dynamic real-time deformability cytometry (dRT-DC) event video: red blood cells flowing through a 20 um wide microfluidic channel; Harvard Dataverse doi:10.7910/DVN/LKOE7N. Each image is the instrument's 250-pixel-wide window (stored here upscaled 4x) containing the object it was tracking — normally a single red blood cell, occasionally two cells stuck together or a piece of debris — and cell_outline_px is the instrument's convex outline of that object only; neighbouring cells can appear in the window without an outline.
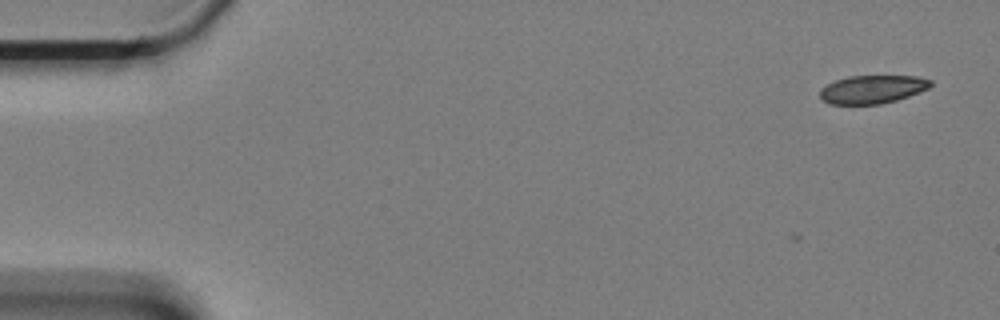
{"species": "Egyptian fruit bat (a non-hibernating species)", "species_latin": "Rousettus aegyptiacus", "temperature_condition": "cold", "stored_images_in_passage": 2, "camera_frame_rate_fps": 3000, "um_per_image_px": 0.085, "animal": {"sex": "female"}, "frame": {"image": 1, "passage_image": 2, "time_ms": 0.333, "image_size_px": [1000, 320], "cell_outline_px": [[932, 84], [928, 88], [908, 96], [896, 100], [880, 104], [828, 104], [820, 96], [820, 88], [836, 80], [848, 76], [916, 76], [932, 80]], "centroid_in_image_um": [74.14, 7.59], "position_along_channel_um": 10.9, "area_um2": 18.09}}